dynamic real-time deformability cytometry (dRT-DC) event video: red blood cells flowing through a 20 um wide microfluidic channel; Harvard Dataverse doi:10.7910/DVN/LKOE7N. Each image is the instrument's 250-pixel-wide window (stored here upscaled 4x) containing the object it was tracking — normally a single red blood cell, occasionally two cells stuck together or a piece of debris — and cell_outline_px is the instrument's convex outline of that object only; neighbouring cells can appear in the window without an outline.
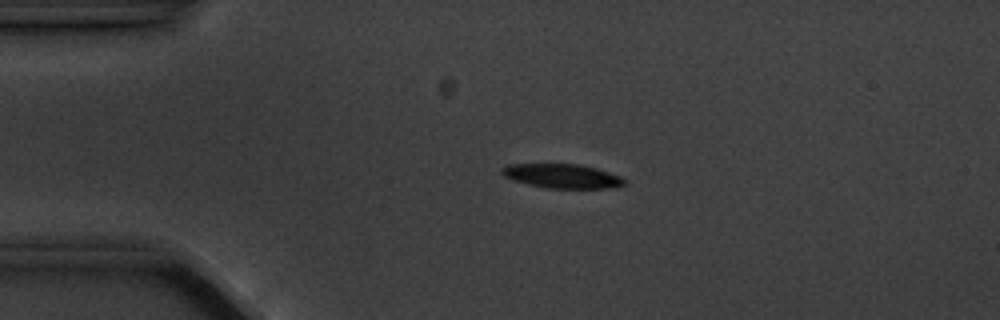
{"species": "common noctule bat (a hibernating species)", "species_latin": "Nyctalus noctula", "temperature_condition": "cold", "stored_images_in_passage": 5, "camera_frame_rate_fps": 3000, "um_per_image_px": 0.085, "animal": {"sex": "male", "body_mass_g": 20.1, "forearm_length_mm": 53.5}, "frame": {"image": 1, "passage_image": 3, "time_ms": 2.333, "image_size_px": [1000, 320], "cell_outline_px": [[628, 184], [616, 188], [548, 188], [528, 184], [512, 180], [504, 176], [500, 172], [500, 168], [508, 164], [580, 164], [596, 168], [620, 176], [628, 180]], "centroid_in_image_um": [47.82, 14.97], "position_along_channel_um": 37.2, "area_um2": 17.51}}